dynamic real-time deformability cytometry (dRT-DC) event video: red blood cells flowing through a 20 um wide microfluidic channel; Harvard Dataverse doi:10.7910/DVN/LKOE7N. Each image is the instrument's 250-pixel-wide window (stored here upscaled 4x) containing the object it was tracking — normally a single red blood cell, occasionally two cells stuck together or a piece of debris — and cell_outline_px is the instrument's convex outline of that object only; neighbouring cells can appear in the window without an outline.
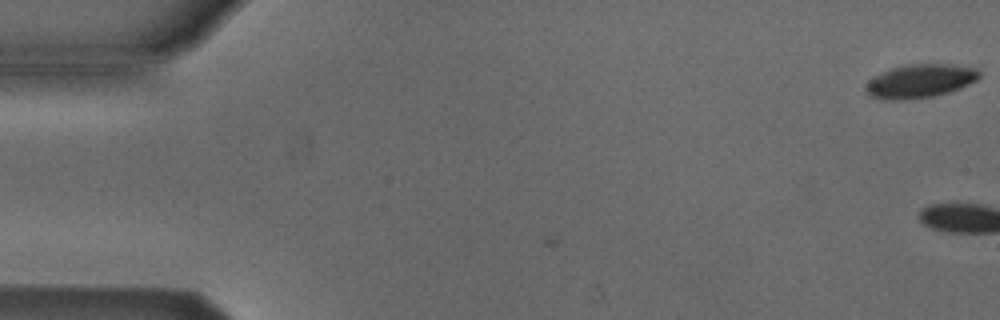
{"species": "Egyptian fruit bat (a non-hibernating species)", "species_latin": "Rousettus aegyptiacus", "temperature_condition": "cold", "stored_images_in_passage": 2, "camera_frame_rate_fps": 3000, "um_per_image_px": 0.085, "animal": {"sex": "male"}, "frame": {"image": 1, "passage_image": 2, "time_ms": 1.0, "image_size_px": [1000, 320], "cell_outline_px": [[980, 76], [976, 80], [960, 88], [948, 92], [932, 96], [904, 100], [884, 100], [868, 96], [864, 88], [868, 80], [892, 68], [912, 64], [948, 64], [972, 68], [980, 72]], "centroid_in_image_um": [78.15, 6.91], "position_along_channel_um": 6.8, "area_um2": 21.96}}